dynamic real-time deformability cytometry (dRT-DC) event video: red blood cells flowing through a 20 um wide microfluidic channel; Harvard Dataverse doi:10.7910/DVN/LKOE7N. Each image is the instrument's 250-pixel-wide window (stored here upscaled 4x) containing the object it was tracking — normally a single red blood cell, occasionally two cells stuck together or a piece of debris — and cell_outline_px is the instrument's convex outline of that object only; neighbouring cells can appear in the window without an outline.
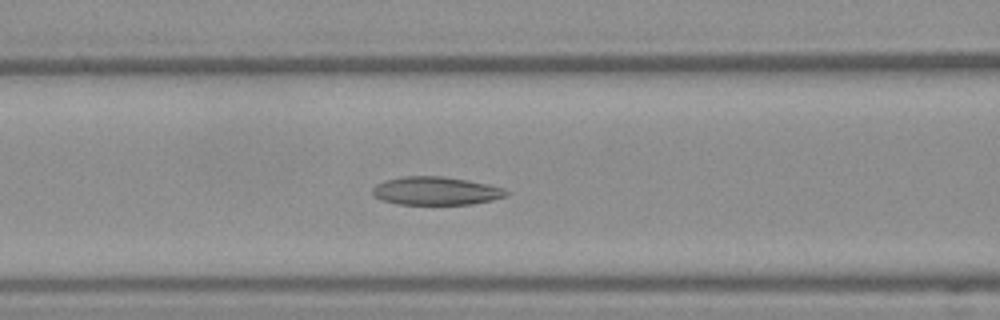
{"species": "Egyptian fruit bat (a non-hibernating species)", "species_latin": "Rousettus aegyptiacus", "temperature_condition": "warm", "stored_images_in_passage": 42, "camera_frame_rate_fps": 3000, "um_per_image_px": 0.085, "frame": {"image": 1, "passage_image": 14, "time_ms": 4.333, "image_size_px": [1000, 320], "cell_outline_px": [[508, 196], [492, 200], [472, 204], [396, 204], [380, 200], [372, 196], [372, 188], [376, 184], [384, 180], [404, 176], [444, 176], [468, 180], [488, 184], [504, 188], [508, 192]], "centroid_in_image_um": [37.02, 16.22], "position_along_channel_um": 129.6, "area_um2": 22.25}}
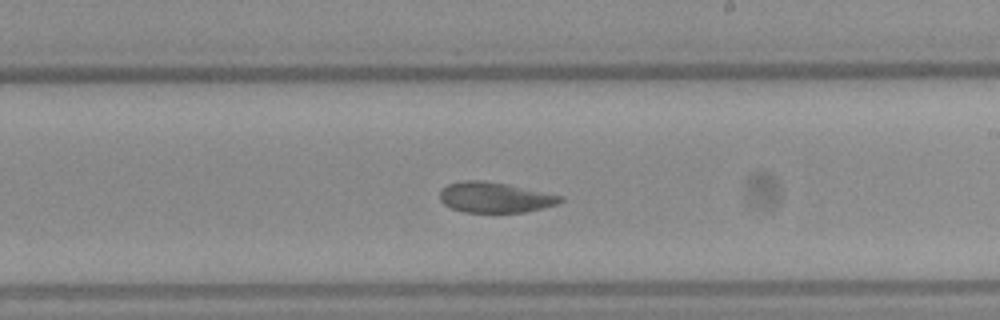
{"frame": {"image": 2, "passage_image": 22, "time_ms": 7.0, "image_size_px": [1000, 320], "cell_outline_px": [[564, 200], [556, 204], [524, 212], [464, 212], [452, 208], [444, 204], [440, 200], [440, 192], [448, 184], [464, 180], [484, 180], [508, 184], [564, 196]], "centroid_in_image_um": [42.07, 16.77], "position_along_channel_um": 246.9, "area_um2": 21.27}}
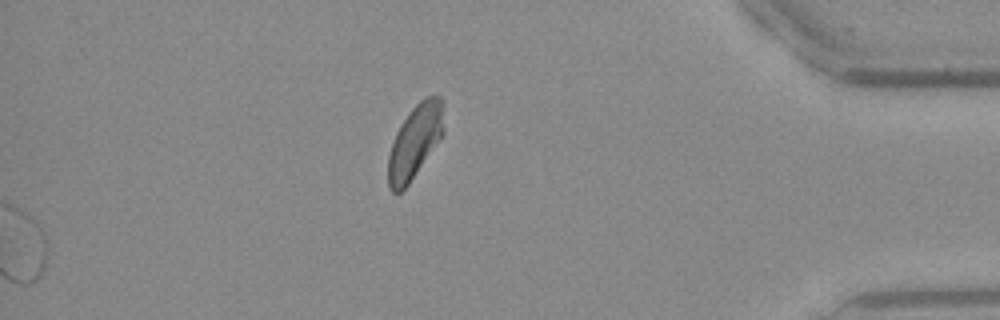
{"frame": {"image": 3, "passage_image": 42, "time_ms": 13.667, "image_size_px": [1000, 320], "cell_outline_px": [[444, 136], [408, 184], [400, 192], [392, 192], [388, 188], [388, 156], [396, 132], [400, 124], [412, 108], [424, 96], [436, 92], [444, 100]], "centroid_in_image_um": [35.32, 11.96], "position_along_channel_um": 399.9, "area_um2": 24.45}}